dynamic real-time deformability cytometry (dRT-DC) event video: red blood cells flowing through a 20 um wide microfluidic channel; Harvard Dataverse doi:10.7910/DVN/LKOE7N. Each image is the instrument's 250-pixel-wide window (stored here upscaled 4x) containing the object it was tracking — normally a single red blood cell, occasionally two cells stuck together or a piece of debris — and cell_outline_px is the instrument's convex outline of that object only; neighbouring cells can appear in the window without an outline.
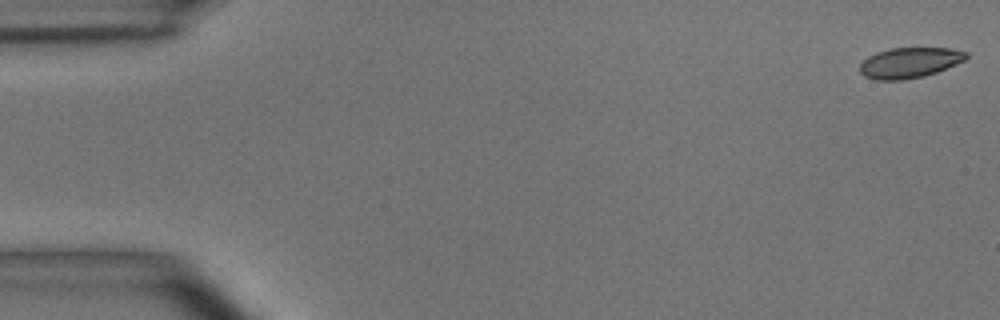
{"species": "common noctule bat (a hibernating species)", "species_latin": "Nyctalus noctula", "temperature_condition": "room temperature", "stored_images_in_passage": 15, "camera_frame_rate_fps": 3000, "um_per_image_px": 0.085, "animal": {"sex": "male", "body_mass_g": 15.6}, "frame": {"image": 1, "passage_image": 1, "time_ms": 0.0, "image_size_px": [1000, 320], "cell_outline_px": [[968, 56], [964, 60], [956, 64], [936, 72], [924, 76], [900, 80], [876, 80], [864, 76], [860, 72], [860, 64], [868, 56], [876, 52], [888, 48], [948, 48], [968, 52]], "centroid_in_image_um": [77.29, 5.32], "position_along_channel_um": 7.7, "area_um2": 18.84}}
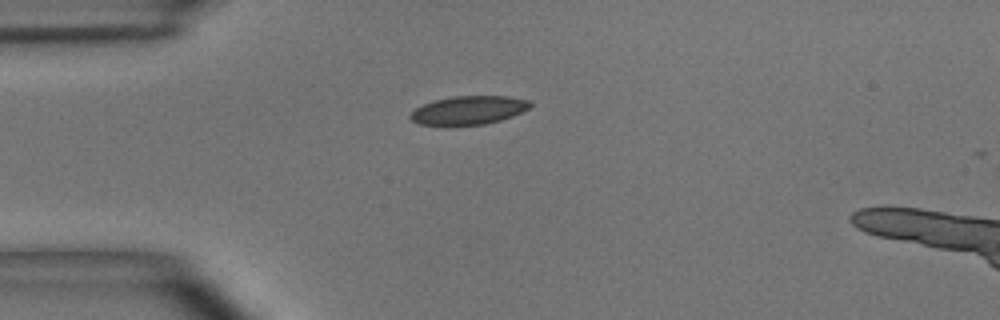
{"frame": {"image": 2, "passage_image": 14, "time_ms": 4.333, "image_size_px": [1000, 320], "cell_outline_px": [[532, 104], [528, 108], [512, 116], [500, 120], [484, 124], [420, 124], [412, 120], [408, 116], [416, 108], [424, 104], [436, 100], [452, 96], [508, 96], [528, 100]], "centroid_in_image_um": [39.84, 9.35], "position_along_channel_um": 45.2, "area_um2": 19.42}}